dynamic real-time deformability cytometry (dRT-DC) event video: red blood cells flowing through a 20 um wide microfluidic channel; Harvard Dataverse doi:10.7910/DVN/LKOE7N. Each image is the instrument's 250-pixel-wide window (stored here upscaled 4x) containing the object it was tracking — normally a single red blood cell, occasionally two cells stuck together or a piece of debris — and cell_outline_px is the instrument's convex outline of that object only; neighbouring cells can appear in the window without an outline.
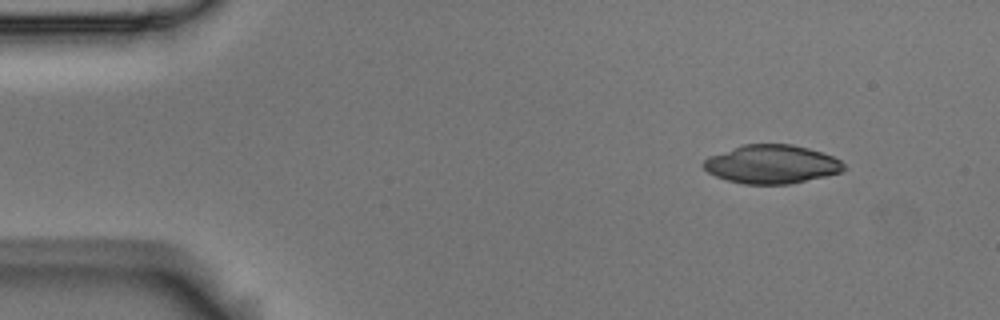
{"species": "Egyptian fruit bat (a non-hibernating species)", "species_latin": "Rousettus aegyptiacus", "temperature_condition": "room temperature", "stored_images_in_passage": 7, "camera_frame_rate_fps": 3000, "um_per_image_px": 0.085, "animal": {"sex": "male"}, "frame": {"image": 1, "passage_image": 1, "time_ms": 0.0, "image_size_px": [1000, 320], "cell_outline_px": [[848, 168], [840, 172], [824, 176], [788, 184], [744, 184], [728, 180], [716, 176], [708, 172], [700, 164], [708, 156], [744, 144], [792, 144], [808, 148], [832, 156], [840, 160]], "centroid_in_image_um": [65.57, 13.95], "position_along_channel_um": 19.4, "area_um2": 31.44}}